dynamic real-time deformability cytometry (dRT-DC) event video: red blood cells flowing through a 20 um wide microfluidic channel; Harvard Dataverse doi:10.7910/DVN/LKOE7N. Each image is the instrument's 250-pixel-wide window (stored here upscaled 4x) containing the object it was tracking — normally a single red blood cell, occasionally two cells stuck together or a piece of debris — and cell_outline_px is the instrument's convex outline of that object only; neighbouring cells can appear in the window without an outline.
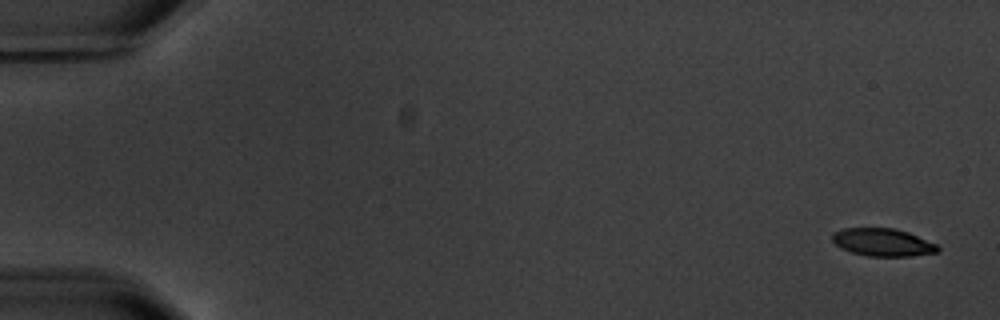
{"species": "common noctule bat (a hibernating species)", "species_latin": "Nyctalus noctula", "temperature_condition": "warm", "stored_images_in_passage": 10, "camera_frame_rate_fps": 3000, "um_per_image_px": 0.085, "animal": {"sex": "male", "body_mass_g": 20.1, "forearm_length_mm": 53.5}, "frame": {"image": 1, "passage_image": 1, "time_ms": 0.0, "image_size_px": [1000, 320], "cell_outline_px": [[940, 248], [936, 252], [912, 256], [868, 256], [852, 252], [840, 248], [832, 240], [832, 232], [844, 228], [896, 228], [908, 232], [936, 244]], "centroid_in_image_um": [75.01, 20.59], "position_along_channel_um": 10.0, "area_um2": 16.99}}
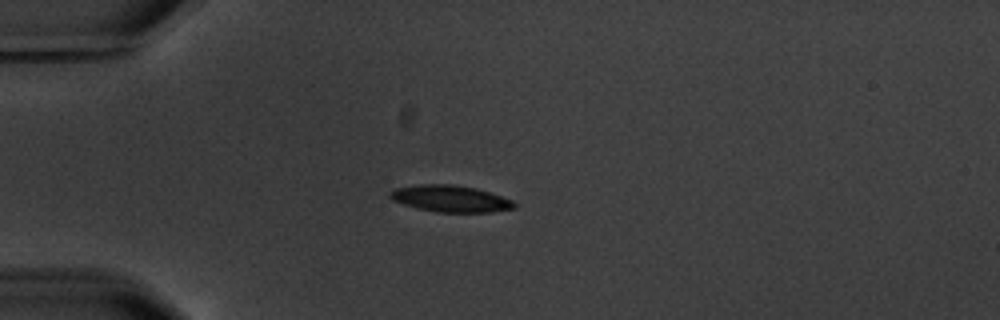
{"frame": {"image": 2, "passage_image": 4, "time_ms": 4.667, "image_size_px": [1000, 320], "cell_outline_px": [[516, 208], [492, 212], [436, 212], [416, 208], [392, 200], [388, 196], [388, 192], [396, 188], [420, 184], [448, 184], [476, 188], [512, 200], [516, 204]], "centroid_in_image_um": [38.26, 16.89], "position_along_channel_um": 46.7, "area_um2": 19.25}}
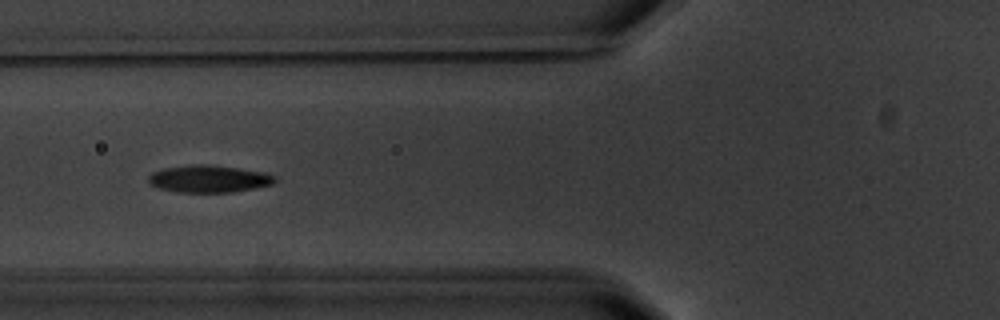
{"frame": {"image": 3, "passage_image": 6, "time_ms": 7.0, "image_size_px": [1000, 320], "cell_outline_px": [[276, 180], [272, 184], [232, 192], [176, 192], [160, 188], [148, 184], [148, 176], [152, 172], [164, 168], [192, 164], [208, 164], [264, 172], [276, 176]], "centroid_in_image_um": [17.71, 15.19], "position_along_channel_um": 108.1, "area_um2": 20.0}}